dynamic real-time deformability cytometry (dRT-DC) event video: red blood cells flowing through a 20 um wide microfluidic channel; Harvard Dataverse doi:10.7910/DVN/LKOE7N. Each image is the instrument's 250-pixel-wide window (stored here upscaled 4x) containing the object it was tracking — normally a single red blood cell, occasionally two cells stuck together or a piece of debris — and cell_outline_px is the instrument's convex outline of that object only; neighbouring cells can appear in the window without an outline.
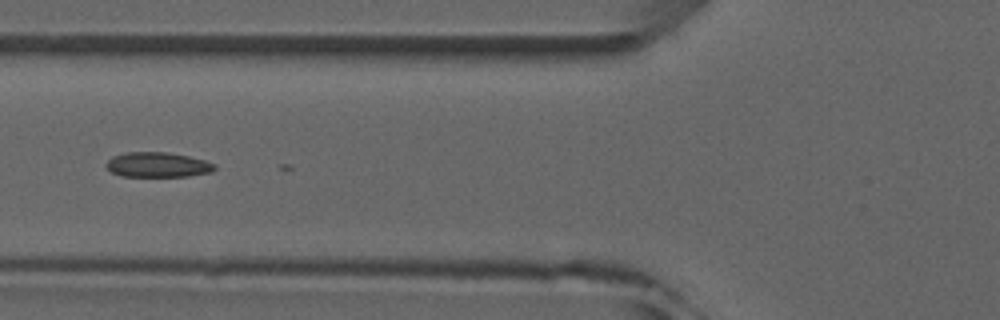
{"species": "common noctule bat (a hibernating species)", "species_latin": "Nyctalus noctula", "temperature_condition": "room temperature", "stored_images_in_passage": 7, "camera_frame_rate_fps": 3000, "um_per_image_px": 0.085, "animal": {"sex": "male", "forearm_length_mm": 52.5}, "frame": {"image": 1, "passage_image": 5, "time_ms": 4.667, "image_size_px": [1000, 320], "cell_outline_px": [[216, 168], [212, 172], [188, 176], [124, 176], [112, 172], [104, 164], [112, 156], [128, 152], [168, 152], [188, 156], [204, 160], [216, 164]], "centroid_in_image_um": [13.42, 14.0], "position_along_channel_um": 112.4, "area_um2": 15.72}}